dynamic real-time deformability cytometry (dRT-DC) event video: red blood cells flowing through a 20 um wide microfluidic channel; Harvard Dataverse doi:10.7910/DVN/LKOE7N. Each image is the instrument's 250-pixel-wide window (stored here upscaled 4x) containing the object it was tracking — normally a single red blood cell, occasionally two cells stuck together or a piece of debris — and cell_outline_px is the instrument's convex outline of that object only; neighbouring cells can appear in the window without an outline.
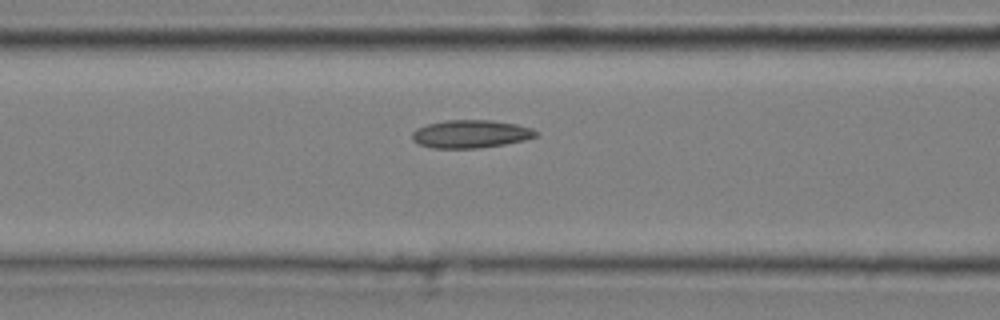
{"species": "common noctule bat (a hibernating species)", "species_latin": "Nyctalus noctula", "temperature_condition": "cold", "stored_images_in_passage": 7, "segment_of_instrument_passage": [2, 2], "camera_frame_rate_fps": 3000, "um_per_image_px": 0.085, "animal": {"sex": "male", "body_mass_g": 20.4}, "frame": {"image": 1, "passage_image": 7, "time_ms": 2.0, "image_size_px": [1000, 320], "cell_outline_px": [[764, 268], [760, 272], [744, 276], [660, 276], [620, 272], [624, 264], [756, 264]], "centroid_in_image_um": [58.88, 22.92], "position_along_channel_um": 107.7, "area_um2": 11.27}}